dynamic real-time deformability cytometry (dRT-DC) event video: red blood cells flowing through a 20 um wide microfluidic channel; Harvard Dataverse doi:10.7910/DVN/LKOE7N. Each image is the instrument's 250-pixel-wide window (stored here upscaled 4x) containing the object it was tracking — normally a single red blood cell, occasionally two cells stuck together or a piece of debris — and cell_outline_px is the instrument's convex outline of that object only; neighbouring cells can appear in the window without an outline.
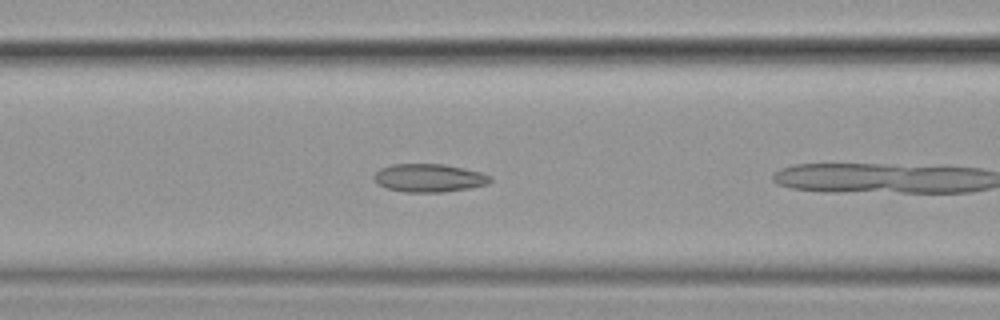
{"species": "common noctule bat (a hibernating species)", "species_latin": "Nyctalus noctula", "temperature_condition": "cold", "stored_images_in_passage": 8, "camera_frame_rate_fps": 3000, "um_per_image_px": 0.085, "animal": {"sex": "female", "body_mass_g": 19.9}, "frame": {"image": 1, "passage_image": 7, "time_ms": 2.0, "image_size_px": [1000, 320], "cell_outline_px": [[492, 180], [488, 184], [468, 188], [444, 192], [404, 192], [388, 188], [376, 184], [376, 172], [380, 168], [392, 164], [444, 164], [464, 168], [480, 172], [492, 176]], "centroid_in_image_um": [36.5, 15.12], "position_along_channel_um": 130.1, "area_um2": 19.02}}